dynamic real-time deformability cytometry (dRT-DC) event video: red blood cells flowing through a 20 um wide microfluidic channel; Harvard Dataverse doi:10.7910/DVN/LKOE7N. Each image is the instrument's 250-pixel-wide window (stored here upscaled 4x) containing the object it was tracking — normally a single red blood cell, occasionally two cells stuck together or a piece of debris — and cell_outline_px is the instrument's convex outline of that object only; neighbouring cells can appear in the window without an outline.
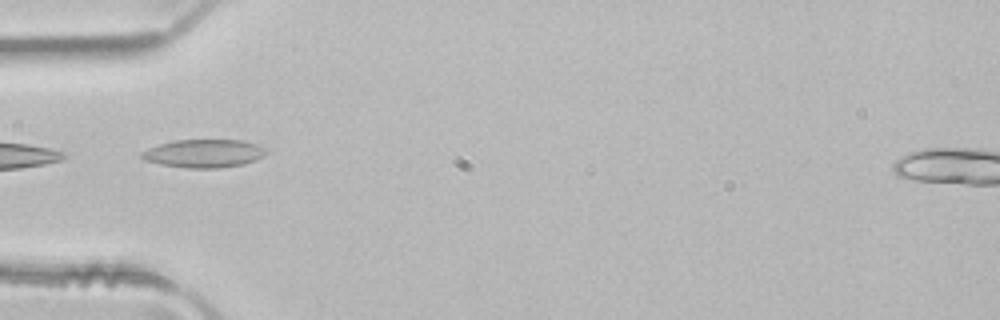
{"species": "common noctule bat (a hibernating species)", "species_latin": "Nyctalus noctula", "temperature_condition": "room temperature", "stored_images_in_passage": 3, "camera_frame_rate_fps": 3000, "um_per_image_px": 0.085, "animal": {"sex": "male", "body_mass_g": 21.5, "forearm_length_mm": 52.0}, "frame": {"image": 1, "passage_image": 3, "time_ms": 0.667, "image_size_px": [1000, 320], "cell_outline_px": [[268, 152], [264, 156], [256, 160], [244, 164], [220, 168], [184, 168], [160, 164], [144, 160], [140, 156], [140, 152], [148, 148], [160, 144], [176, 140], [244, 140], [256, 144], [264, 148]], "centroid_in_image_um": [17.33, 13.05], "position_along_channel_um": 67.7, "area_um2": 20.58}}